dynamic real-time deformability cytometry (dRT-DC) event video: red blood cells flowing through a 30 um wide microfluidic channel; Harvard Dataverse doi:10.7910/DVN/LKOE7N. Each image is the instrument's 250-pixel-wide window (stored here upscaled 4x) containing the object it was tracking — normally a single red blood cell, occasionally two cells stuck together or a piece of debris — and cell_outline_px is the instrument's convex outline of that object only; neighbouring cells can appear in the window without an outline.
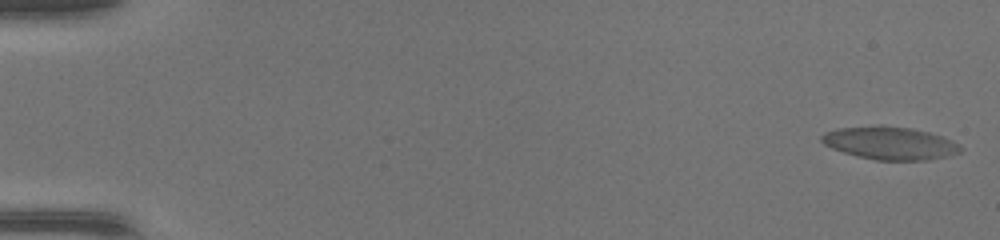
{"species": "common noctule bat (a hibernating species)", "species_latin": "Nyctalus noctula", "temperature_condition": "warm", "stored_images_in_passage": 49, "camera_frame_rate_fps": 3000, "um_per_image_px": 0.085, "animal": {"sex": "female", "body_mass_g": 17.0, "forearm_length_mm": 48.0}, "frame": {"image": 1, "passage_image": 1, "time_ms": 0.0, "image_size_px": [1000, 240], "cell_outline_px": [[960, 152], [944, 156], [924, 160], [876, 160], [856, 156], [832, 148], [824, 144], [820, 140], [820, 136], [824, 132], [840, 128], [912, 128], [928, 132], [940, 136], [960, 144]], "centroid_in_image_um": [75.62, 12.2], "position_along_channel_um": 9.4, "area_um2": 25.49}}
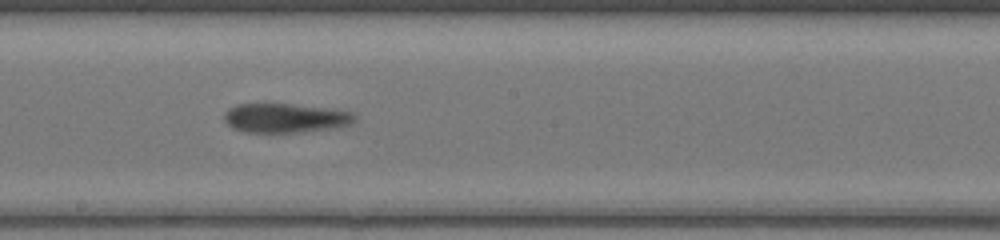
{"frame": {"image": 2, "passage_image": 28, "time_ms": 9.0, "image_size_px": [1000, 240], "cell_outline_px": [[356, 120], [352, 124], [332, 128], [300, 132], [244, 132], [232, 128], [224, 120], [224, 112], [228, 108], [236, 104], [292, 104], [332, 108], [352, 112], [356, 116]], "centroid_in_image_um": [24.26, 10.02], "position_along_channel_um": 223.9, "area_um2": 22.43}}
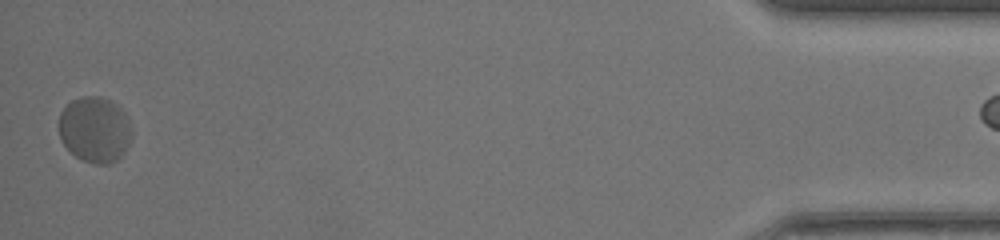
{"frame": {"image": 3, "passage_image": 48, "time_ms": 15.667, "image_size_px": [1000, 240], "cell_outline_px": [[132, 136], [124, 152], [116, 160], [108, 164], [96, 164], [80, 160], [60, 140], [60, 112], [72, 100], [80, 96], [100, 96], [116, 104], [128, 116], [132, 128]], "centroid_in_image_um": [8.08, 11.01], "position_along_channel_um": 427.1, "area_um2": 27.98}}